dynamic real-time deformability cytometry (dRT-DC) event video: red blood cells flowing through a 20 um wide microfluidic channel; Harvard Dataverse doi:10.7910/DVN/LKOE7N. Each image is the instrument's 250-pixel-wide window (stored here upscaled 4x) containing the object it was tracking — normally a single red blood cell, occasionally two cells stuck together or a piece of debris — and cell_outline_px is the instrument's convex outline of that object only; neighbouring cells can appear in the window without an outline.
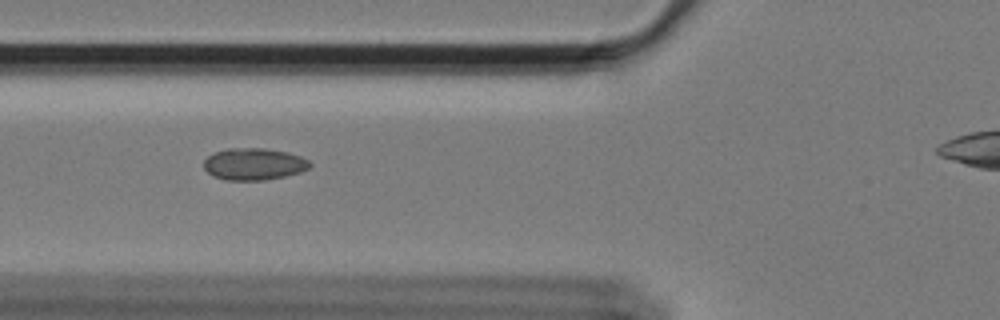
{"species": "Egyptian fruit bat (a non-hibernating species)", "species_latin": "Rousettus aegyptiacus", "temperature_condition": "cold", "stored_images_in_passage": 36, "camera_frame_rate_fps": 3000, "um_per_image_px": 0.085, "animal": {"sex": "female"}, "frame": {"image": 1, "passage_image": 5, "time_ms": 1.333, "image_size_px": [1000, 320], "cell_outline_px": [[312, 164], [308, 168], [300, 172], [284, 176], [264, 180], [228, 180], [216, 176], [208, 172], [204, 168], [204, 160], [208, 156], [216, 152], [228, 148], [264, 148], [288, 152], [300, 156], [308, 160]], "centroid_in_image_um": [21.6, 13.93], "position_along_channel_um": 104.2, "area_um2": 19.54}}
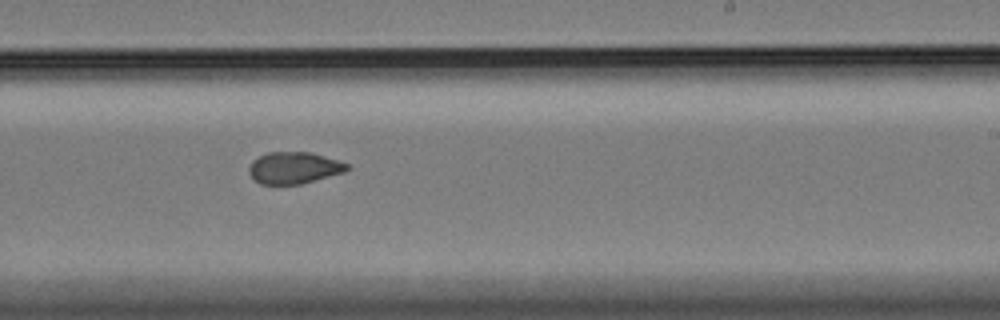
{"frame": {"image": 2, "passage_image": 19, "time_ms": 6.0, "image_size_px": [1000, 320], "cell_outline_px": [[348, 168], [344, 172], [300, 184], [260, 184], [248, 172], [248, 168], [252, 160], [268, 152], [312, 152], [348, 164]], "centroid_in_image_um": [24.95, 14.26], "position_along_channel_um": 264.0, "area_um2": 17.92}}
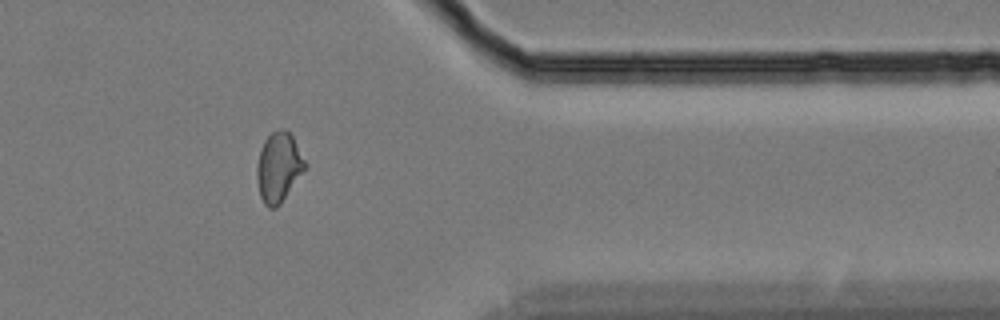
{"frame": {"image": 3, "passage_image": 31, "time_ms": 10.0, "image_size_px": [1000, 320], "cell_outline_px": [[308, 164], [280, 204], [276, 208], [268, 208], [264, 204], [260, 196], [256, 176], [256, 164], [264, 140], [272, 132], [284, 128], [292, 136]], "centroid_in_image_um": [23.67, 14.22], "position_along_channel_um": 387.7, "area_um2": 19.42}}